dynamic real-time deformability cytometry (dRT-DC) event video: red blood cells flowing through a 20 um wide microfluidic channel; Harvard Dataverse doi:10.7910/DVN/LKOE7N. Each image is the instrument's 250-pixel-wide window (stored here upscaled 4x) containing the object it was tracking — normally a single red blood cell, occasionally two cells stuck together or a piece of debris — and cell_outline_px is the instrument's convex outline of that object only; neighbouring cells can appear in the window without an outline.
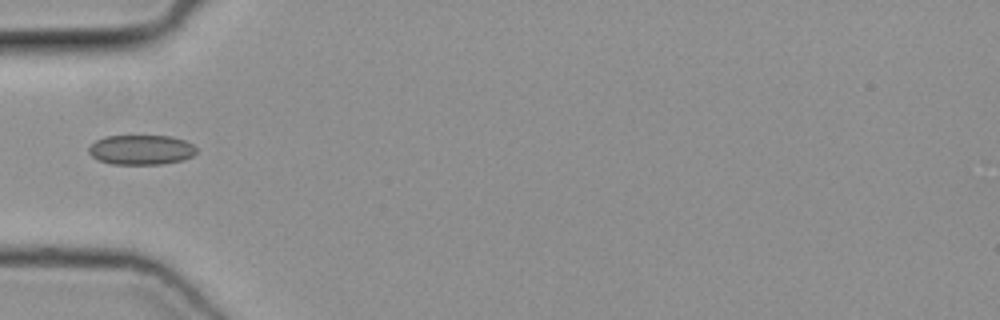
{"species": "common noctule bat (a hibernating species)", "species_latin": "Nyctalus noctula", "temperature_condition": "cold", "stored_images_in_passage": 5, "camera_frame_rate_fps": 3000, "um_per_image_px": 0.085, "animal": {"sex": "female", "body_mass_g": 19.3, "forearm_length_mm": 54.1}, "frame": {"image": 1, "passage_image": 1, "time_ms": 0.0, "image_size_px": [1000, 320], "cell_outline_px": [[196, 152], [192, 156], [184, 160], [160, 164], [112, 164], [100, 160], [92, 156], [88, 152], [88, 148], [96, 140], [104, 136], [168, 136], [184, 140], [192, 144], [196, 148]], "centroid_in_image_um": [12.0, 12.73], "position_along_channel_um": 73.0, "area_um2": 18.61}}
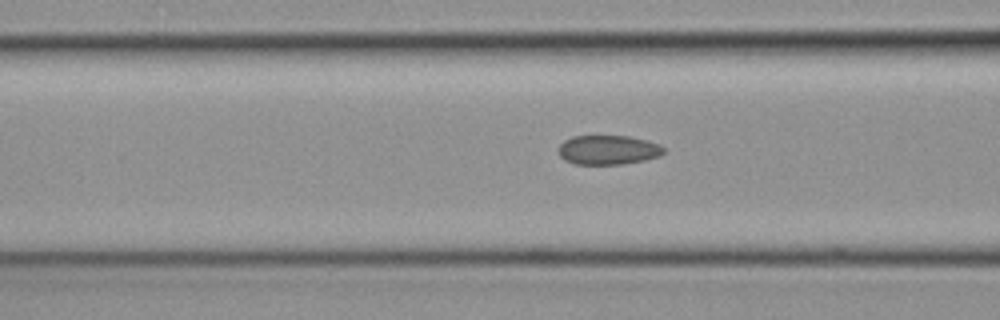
{"frame": {"image": 2, "passage_image": 4, "time_ms": 1.0, "image_size_px": [1000, 320], "cell_outline_px": [[664, 152], [660, 156], [644, 160], [624, 164], [572, 164], [564, 160], [560, 156], [560, 144], [564, 140], [572, 136], [628, 136], [644, 140], [656, 144], [664, 148]], "centroid_in_image_um": [51.66, 12.75], "position_along_channel_um": 114.9, "area_um2": 17.86}}